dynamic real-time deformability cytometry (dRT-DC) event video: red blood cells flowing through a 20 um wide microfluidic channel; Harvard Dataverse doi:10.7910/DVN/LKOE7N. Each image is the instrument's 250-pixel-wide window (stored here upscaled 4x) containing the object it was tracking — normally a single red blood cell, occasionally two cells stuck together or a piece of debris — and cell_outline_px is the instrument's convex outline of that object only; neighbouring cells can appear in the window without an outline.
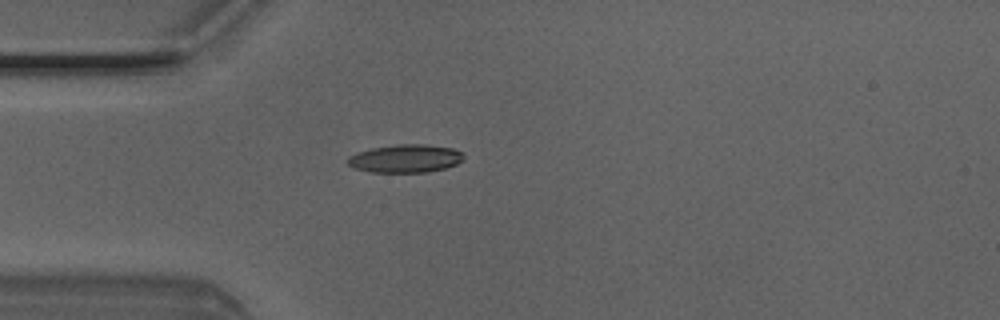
{"species": "Egyptian fruit bat (a non-hibernating species)", "species_latin": "Rousettus aegyptiacus", "temperature_condition": "room temperature", "stored_images_in_passage": 5, "camera_frame_rate_fps": 3000, "um_per_image_px": 0.085, "animal": {"sex": "male"}, "frame": {"image": 1, "passage_image": 5, "time_ms": 1.333, "image_size_px": [1000, 320], "cell_outline_px": [[464, 156], [456, 164], [444, 168], [428, 172], [372, 172], [356, 168], [348, 164], [348, 156], [356, 152], [372, 148], [396, 144], [424, 144], [452, 148], [464, 152]], "centroid_in_image_um": [34.46, 13.46], "position_along_channel_um": 50.5, "area_um2": 18.9}}